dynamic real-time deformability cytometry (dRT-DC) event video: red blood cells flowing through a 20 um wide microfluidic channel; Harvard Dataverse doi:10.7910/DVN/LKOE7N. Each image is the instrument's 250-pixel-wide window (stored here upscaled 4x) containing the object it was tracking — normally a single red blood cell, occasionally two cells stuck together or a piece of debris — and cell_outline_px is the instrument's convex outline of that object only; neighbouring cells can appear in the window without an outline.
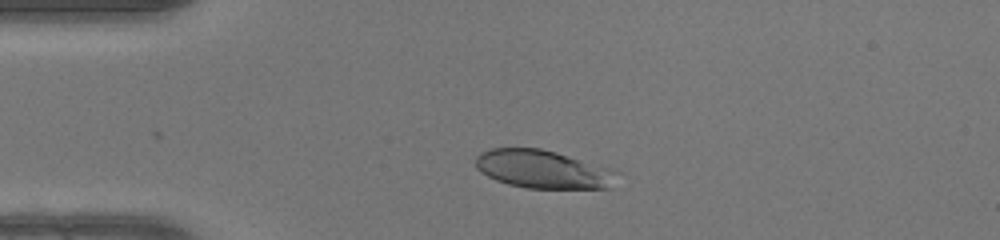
{"species": "human", "species_latin": "Homo sapiens", "temperature_condition": "warm", "stored_images_in_passage": 46, "camera_frame_rate_fps": 3000, "um_per_image_px": 0.085, "donor": {"sex": "female"}, "frame": {"image": 1, "passage_image": 8, "time_ms": 2.333, "image_size_px": [1000, 240], "cell_outline_px": [[620, 172], [608, 188], [528, 188], [508, 184], [496, 180], [480, 172], [476, 168], [476, 156], [480, 152], [492, 148], [540, 148], [556, 152], [608, 168]], "centroid_in_image_um": [46.1, 14.38], "position_along_channel_um": 38.9, "area_um2": 31.21}}
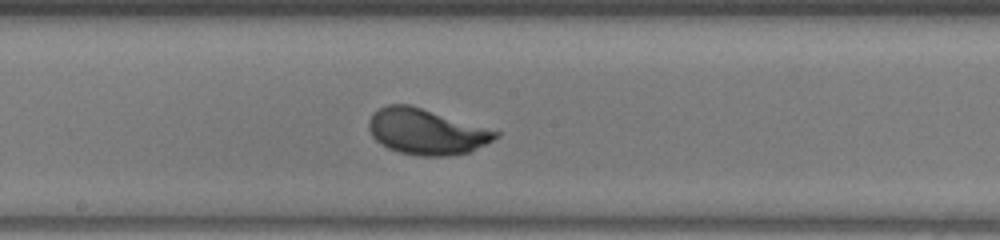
{"frame": {"image": 2, "passage_image": 23, "time_ms": 7.333, "image_size_px": [1000, 240], "cell_outline_px": [[500, 136], [468, 152], [448, 156], [420, 156], [400, 152], [388, 148], [380, 144], [372, 136], [368, 128], [368, 120], [372, 112], [388, 104], [408, 104], [500, 132]], "centroid_in_image_um": [36.18, 11.19], "position_along_channel_um": 212.0, "area_um2": 33.41}}
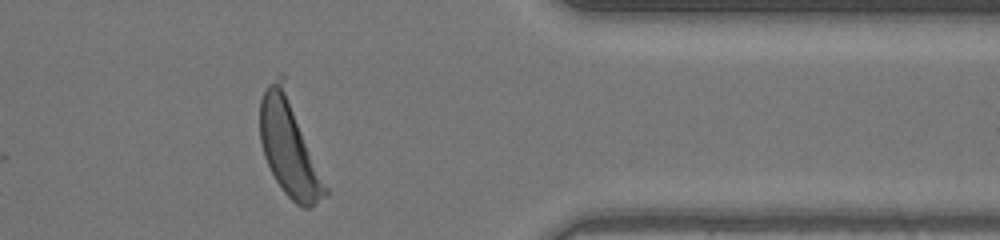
{"frame": {"image": 3, "passage_image": 37, "time_ms": 12.0, "image_size_px": [1000, 240], "cell_outline_px": [[328, 192], [312, 208], [304, 208], [296, 204], [284, 192], [276, 180], [264, 156], [260, 140], [260, 100], [268, 84], [276, 72], [280, 72], [284, 76], [328, 188]], "centroid_in_image_um": [24.59, 12.42], "position_along_channel_um": 386.8, "area_um2": 37.8}, "authors_computed_cell_mechanics": {"area_um2": 33.524, "velocity_mm_per_s": 4.1273, "shape_relaxation_time_tau1_ms": 2.5291, "shape_relaxation_time_tau2_ms": null, "deformation_change_tau1": 0.1659, "deformation_change_tau2": null}}